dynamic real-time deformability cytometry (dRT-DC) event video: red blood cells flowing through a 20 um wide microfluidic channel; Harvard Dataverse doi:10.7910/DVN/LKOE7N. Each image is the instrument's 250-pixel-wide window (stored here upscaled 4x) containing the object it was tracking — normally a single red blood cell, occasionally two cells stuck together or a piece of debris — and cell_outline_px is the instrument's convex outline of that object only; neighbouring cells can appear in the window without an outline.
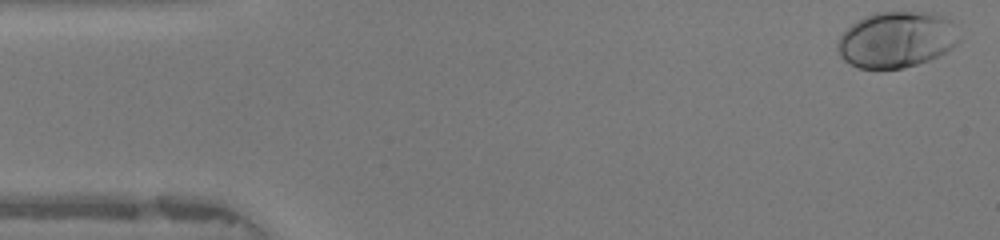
{"species": "human", "species_latin": "Homo sapiens", "temperature_condition": "warm", "stored_images_in_passage": 47, "camera_frame_rate_fps": 3000, "um_per_image_px": 0.085, "donor": {"sex": "female"}, "frame": {"image": 1, "passage_image": 1, "time_ms": 0.0, "image_size_px": [1000, 240], "cell_outline_px": [[960, 40], [952, 48], [928, 60], [904, 68], [856, 68], [844, 60], [840, 56], [836, 48], [836, 44], [840, 36], [852, 24], [876, 12], [936, 12], [952, 20]], "centroid_in_image_um": [76.21, 3.36], "position_along_channel_um": 8.8, "area_um2": 39.65}}
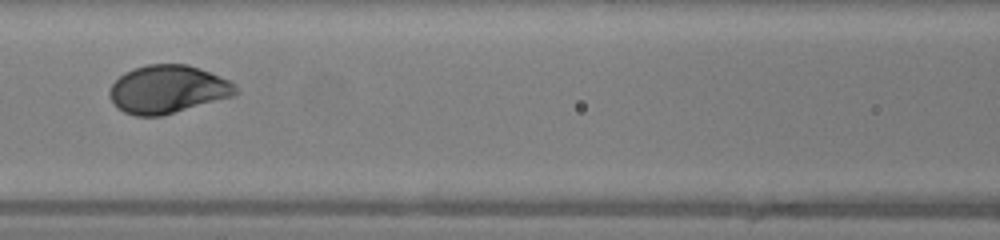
{"frame": {"image": 2, "passage_image": 20, "time_ms": 6.333, "image_size_px": [1000, 240], "cell_outline_px": [[240, 92], [232, 96], [160, 116], [136, 116], [124, 112], [108, 96], [108, 92], [112, 84], [124, 72], [148, 64], [188, 64], [228, 80], [236, 84]], "centroid_in_image_um": [14.25, 7.58], "position_along_channel_um": 152.3, "area_um2": 34.91}}
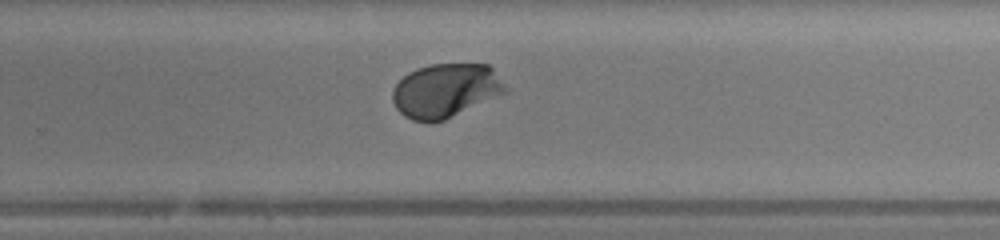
{"frame": {"image": 3, "passage_image": 30, "time_ms": 9.667, "image_size_px": [1000, 240], "cell_outline_px": [[508, 92], [444, 120], [412, 120], [404, 116], [396, 108], [392, 100], [392, 92], [396, 84], [408, 72], [416, 68], [432, 64], [488, 64], [492, 68], [504, 84]], "centroid_in_image_um": [37.87, 7.68], "position_along_channel_um": 291.9, "area_um2": 35.14}, "authors_computed_cell_mechanics": {"area_um2": 35.1424, "velocity_mm_per_s": 4.199, "shape_relaxation_time_tau1_ms": 2.465, "shape_relaxation_time_tau2_ms": null, "deformation_change_tau1": 0.1624, "deformation_change_tau2": null}}